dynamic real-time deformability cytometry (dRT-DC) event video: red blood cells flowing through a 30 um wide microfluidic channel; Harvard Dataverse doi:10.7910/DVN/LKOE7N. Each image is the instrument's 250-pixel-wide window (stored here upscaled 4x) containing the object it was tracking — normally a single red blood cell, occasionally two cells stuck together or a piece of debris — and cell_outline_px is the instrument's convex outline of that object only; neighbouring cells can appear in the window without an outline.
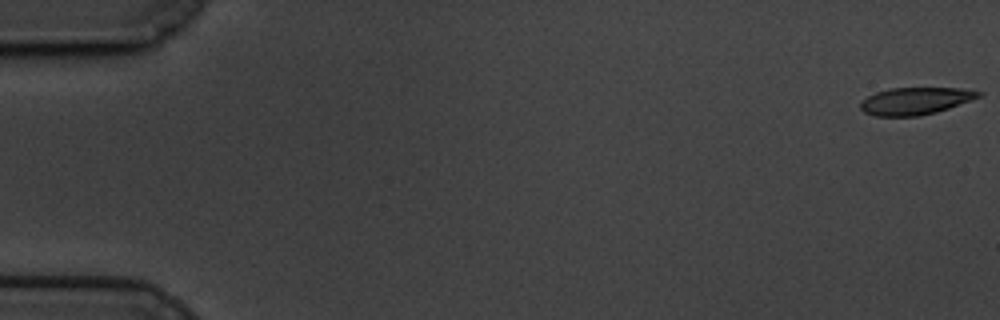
{"species": "common noctule bat (a hibernating species)", "species_latin": "Nyctalus noctula", "temperature_condition": "cold", "stored_images_in_passage": 60, "camera_frame_rate_fps": 3000, "um_per_image_px": 0.085, "animal": {"sex": "male", "body_mass_g": 19.5, "forearm_length_mm": 54.6}, "frame": {"image": 1, "passage_image": 1, "time_ms": 0.0, "image_size_px": [1000, 320], "cell_outline_px": [[984, 96], [936, 112], [920, 116], [876, 116], [864, 112], [860, 108], [860, 100], [876, 92], [888, 88], [960, 88], [984, 92]], "centroid_in_image_um": [77.82, 8.58], "position_along_channel_um": 7.2, "area_um2": 18.9}}
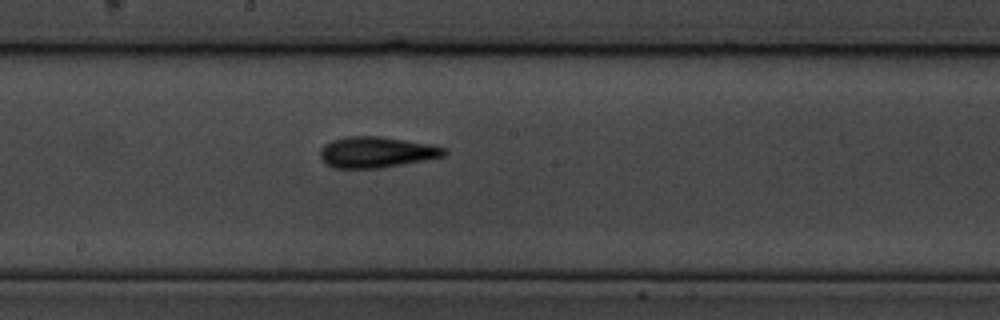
{"frame": {"image": 2, "passage_image": 33, "time_ms": 10.667, "image_size_px": [1000, 320], "cell_outline_px": [[448, 152], [444, 156], [384, 168], [332, 168], [324, 164], [320, 160], [320, 148], [324, 144], [332, 140], [348, 136], [380, 136], [428, 144], [448, 148]], "centroid_in_image_um": [31.96, 12.94], "position_along_channel_um": 216.2, "area_um2": 22.6}}
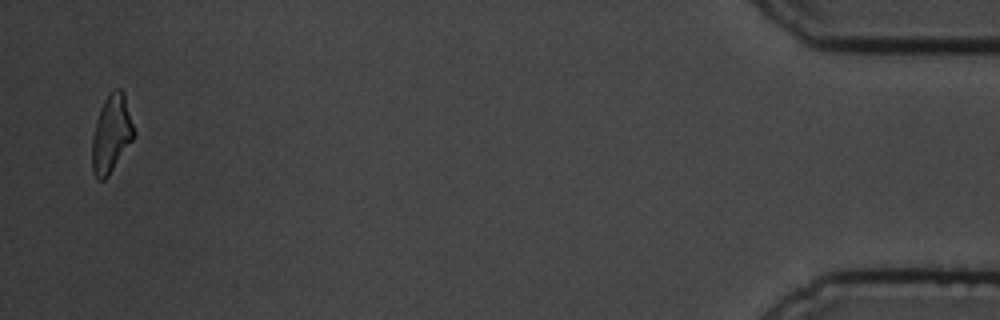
{"frame": {"image": 3, "passage_image": 59, "time_ms": 19.333, "image_size_px": [1000, 320], "cell_outline_px": [[136, 136], [108, 176], [104, 180], [100, 180], [92, 172], [92, 136], [96, 120], [100, 108], [108, 92], [112, 88], [120, 88], [124, 92], [136, 132]], "centroid_in_image_um": [9.48, 11.33], "position_along_channel_um": 425.7, "area_um2": 19.31}, "authors_computed_cell_mechanics": {"area_um2": 20.6346, "velocity_mm_per_s": 3.3728, "shape_relaxation_time_tau1_ms": 3.3787, "shape_relaxation_time_tau2_ms": 3.4502, "deformation_change_tau1": 0.1389, "deformation_change_tau2": 0.1114}}